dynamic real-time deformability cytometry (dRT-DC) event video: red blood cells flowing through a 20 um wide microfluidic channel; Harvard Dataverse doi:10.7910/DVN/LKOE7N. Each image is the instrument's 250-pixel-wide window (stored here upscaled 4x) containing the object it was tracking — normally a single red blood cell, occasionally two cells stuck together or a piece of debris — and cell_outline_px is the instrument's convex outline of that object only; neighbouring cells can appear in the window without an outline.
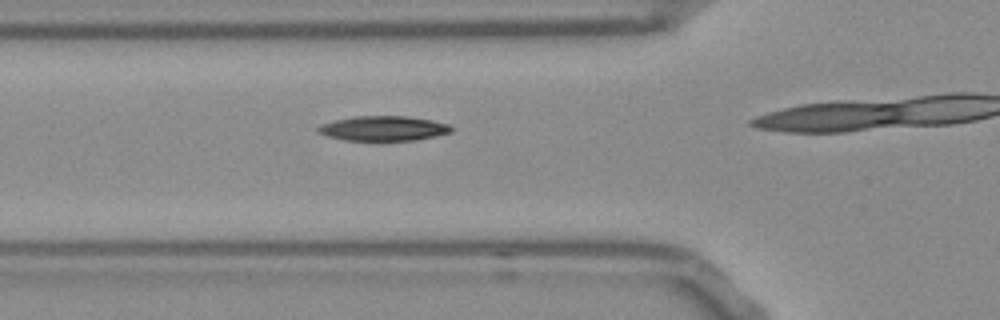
{"species": "Egyptian fruit bat (a non-hibernating species)", "species_latin": "Rousettus aegyptiacus", "temperature_condition": "room temperature", "stored_images_in_passage": 17, "camera_frame_rate_fps": 3000, "um_per_image_px": 0.085, "frame": {"image": 1, "passage_image": 13, "time_ms": 4.0, "image_size_px": [1000, 320], "cell_outline_px": [[452, 132], [436, 136], [412, 140], [344, 140], [328, 136], [316, 132], [316, 128], [320, 124], [352, 116], [408, 116], [432, 120], [448, 124], [452, 128]], "centroid_in_image_um": [32.56, 10.9], "position_along_channel_um": 93.2, "area_um2": 19.25}}